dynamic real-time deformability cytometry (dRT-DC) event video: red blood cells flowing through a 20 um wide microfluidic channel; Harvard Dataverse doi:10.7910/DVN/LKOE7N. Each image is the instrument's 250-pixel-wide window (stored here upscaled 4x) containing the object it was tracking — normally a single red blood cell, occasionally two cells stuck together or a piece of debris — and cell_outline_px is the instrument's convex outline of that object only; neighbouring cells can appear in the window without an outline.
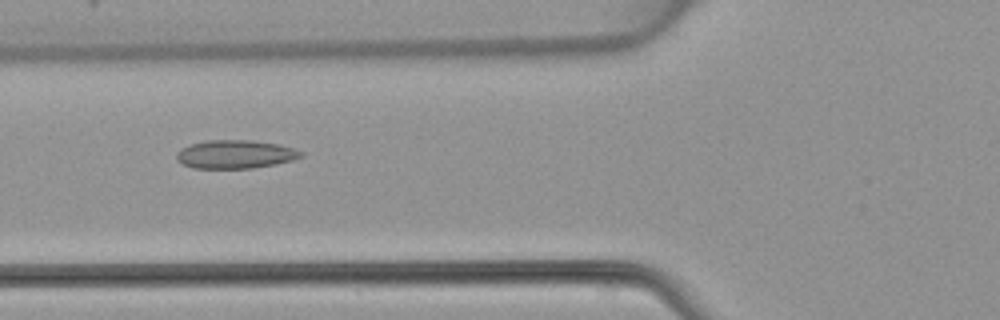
{"species": "common noctule bat (a hibernating species)", "species_latin": "Nyctalus noctula", "temperature_condition": "warm", "stored_images_in_passage": 49, "camera_frame_rate_fps": 3000, "um_per_image_px": 0.085, "animal": {"sex": "female", "body_mass_g": 22.7, "forearm_length_mm": 54.2}, "frame": {"image": 1, "passage_image": 18, "time_ms": 5.667, "image_size_px": [1000, 320], "cell_outline_px": [[304, 156], [292, 160], [276, 164], [252, 168], [192, 168], [176, 160], [176, 152], [180, 148], [204, 140], [252, 140], [280, 144], [304, 152]], "centroid_in_image_um": [20.0, 13.11], "position_along_channel_um": 105.8, "area_um2": 20.75}}
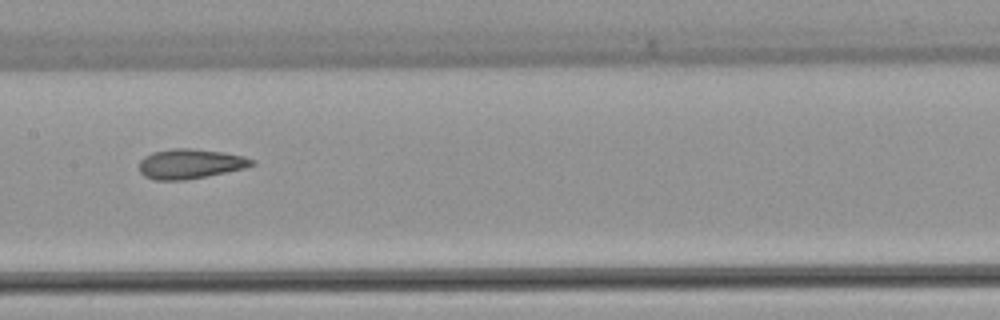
{"frame": {"image": 2, "passage_image": 24, "time_ms": 7.667, "image_size_px": [1000, 320], "cell_outline_px": [[256, 164], [244, 168], [184, 180], [152, 180], [144, 176], [140, 172], [140, 160], [144, 156], [152, 152], [172, 148], [192, 148], [224, 152], [244, 156], [256, 160]], "centroid_in_image_um": [16.16, 13.91], "position_along_channel_um": 191.2, "area_um2": 19.59}}
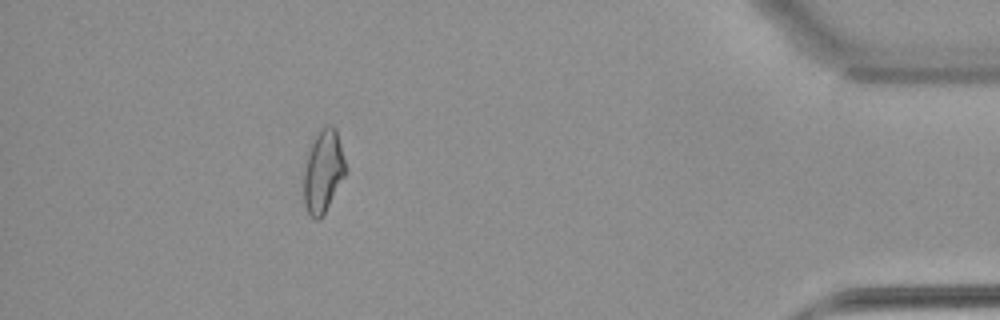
{"frame": {"image": 3, "passage_image": 43, "time_ms": 14.0, "image_size_px": [1000, 320], "cell_outline_px": [[348, 172], [320, 220], [316, 220], [308, 212], [304, 204], [304, 168], [308, 152], [316, 136], [328, 124], [332, 124], [336, 128], [348, 168]], "centroid_in_image_um": [27.51, 14.57], "position_along_channel_um": 407.7, "area_um2": 20.23}}